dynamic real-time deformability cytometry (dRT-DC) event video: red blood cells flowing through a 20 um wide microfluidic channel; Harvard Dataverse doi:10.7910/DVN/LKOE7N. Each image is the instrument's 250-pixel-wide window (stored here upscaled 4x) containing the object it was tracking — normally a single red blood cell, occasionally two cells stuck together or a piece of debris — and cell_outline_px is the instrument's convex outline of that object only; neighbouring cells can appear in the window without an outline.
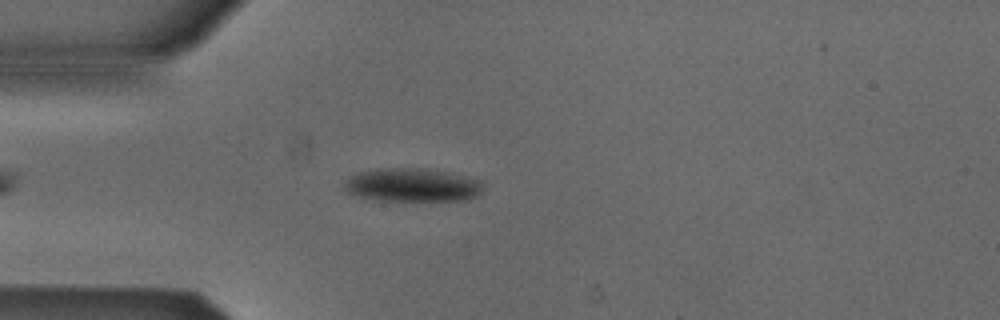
{"species": "Egyptian fruit bat (a non-hibernating species)", "species_latin": "Rousettus aegyptiacus", "temperature_condition": "cold", "stored_images_in_passage": 45, "camera_frame_rate_fps": 3000, "um_per_image_px": 0.085, "animal": {"sex": "male"}, "frame": {"image": 1, "passage_image": 7, "time_ms": 2.0, "image_size_px": [1000, 320], "cell_outline_px": [[484, 184], [480, 192], [476, 196], [468, 200], [376, 200], [344, 192], [344, 180], [348, 176], [360, 172], [376, 168], [420, 168], [448, 172], [480, 180]], "centroid_in_image_um": [35.0, 15.72], "position_along_channel_um": 50.0, "area_um2": 27.11}}
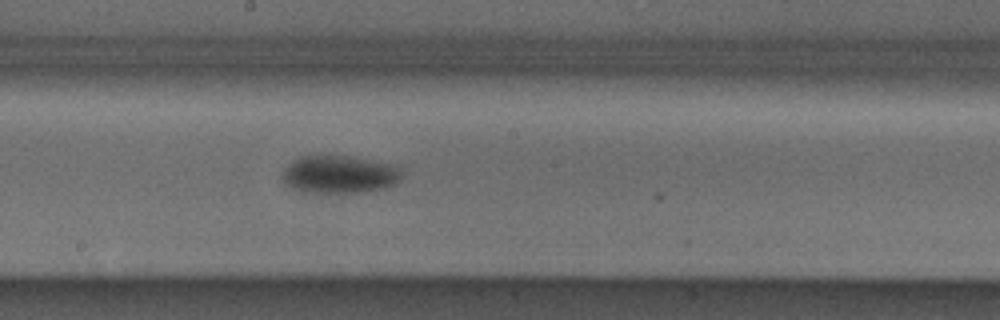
{"frame": {"image": 2, "passage_image": 21, "time_ms": 6.667, "image_size_px": [1000, 320], "cell_outline_px": [[400, 180], [396, 184], [384, 188], [364, 192], [300, 192], [284, 184], [280, 176], [280, 172], [292, 160], [300, 156], [348, 156], [392, 164], [400, 172]], "centroid_in_image_um": [28.76, 14.83], "position_along_channel_um": 219.4, "area_um2": 26.36}}
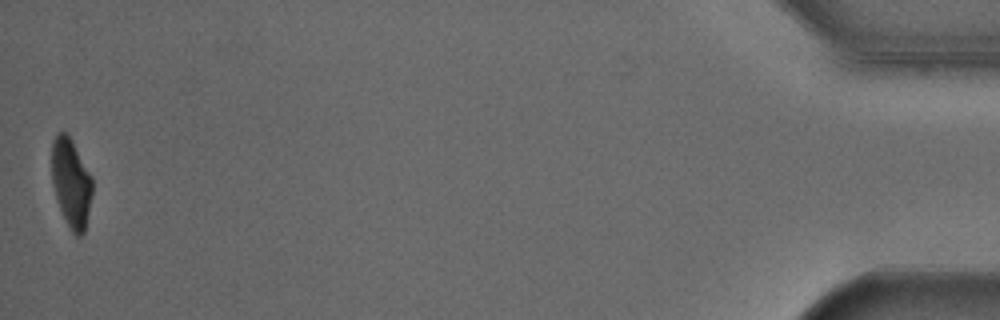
{"frame": {"image": 3, "passage_image": 45, "time_ms": 14.667, "image_size_px": [1000, 320], "cell_outline_px": [[92, 196], [84, 232], [80, 236], [76, 236], [72, 232], [60, 208], [52, 184], [52, 140], [60, 132], [64, 132], [72, 140], [92, 176]], "centroid_in_image_um": [6.06, 15.54], "position_along_channel_um": 429.1, "area_um2": 20.75}, "authors_computed_cell_mechanics": {"area_um2": 25.9522, "velocity_mm_per_s": 3.8739, "shape_relaxation_time_tau1_ms": 3.1221, "shape_relaxation_time_tau2_ms": null, "deformation_change_tau1": 0.1088, "deformation_change_tau2": null}}